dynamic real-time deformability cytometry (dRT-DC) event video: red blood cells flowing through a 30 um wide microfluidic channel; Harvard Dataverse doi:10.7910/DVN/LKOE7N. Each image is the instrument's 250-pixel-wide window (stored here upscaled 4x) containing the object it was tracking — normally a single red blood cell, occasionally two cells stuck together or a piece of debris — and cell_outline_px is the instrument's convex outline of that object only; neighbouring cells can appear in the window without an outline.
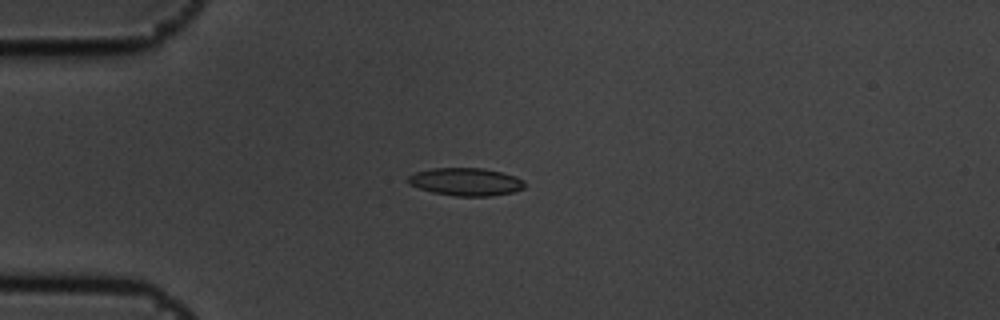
{"species": "common noctule bat (a hibernating species)", "species_latin": "Nyctalus noctula", "temperature_condition": "cold", "stored_images_in_passage": 15, "camera_frame_rate_fps": 3000, "um_per_image_px": 0.085, "animal": {"sex": "male", "body_mass_g": 19.5, "forearm_length_mm": 54.6}, "frame": {"image": 1, "passage_image": 4, "time_ms": 1.0, "image_size_px": [1000, 320], "cell_outline_px": [[524, 188], [512, 192], [492, 196], [456, 196], [432, 192], [408, 184], [408, 176], [416, 172], [432, 168], [484, 168], [516, 176], [524, 180]], "centroid_in_image_um": [39.6, 15.45], "position_along_channel_um": 45.4, "area_um2": 18.84}}
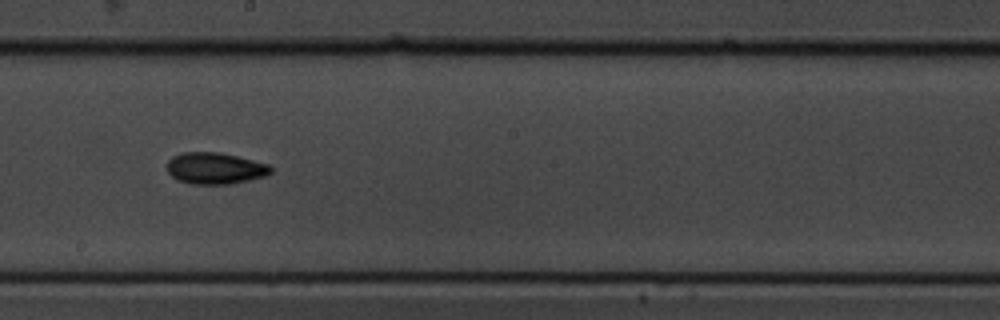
{"frame": {"image": 2, "passage_image": 9, "time_ms": 2.667, "image_size_px": [1000, 320], "cell_outline_px": [[272, 172], [264, 176], [232, 184], [192, 184], [176, 180], [168, 172], [168, 160], [172, 156], [180, 152], [220, 152], [268, 164], [272, 168]], "centroid_in_image_um": [18.25, 14.3], "position_along_channel_um": 229.9, "area_um2": 19.07}}
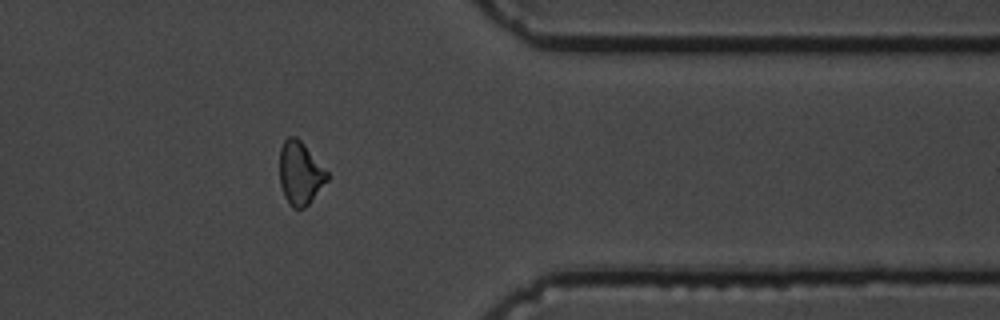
{"frame": {"image": 3, "passage_image": 13, "time_ms": 4.0, "image_size_px": [1000, 320], "cell_outline_px": [[328, 180], [308, 204], [304, 208], [292, 208], [288, 204], [284, 196], [280, 184], [280, 148], [284, 140], [288, 136], [296, 136], [304, 144], [328, 172]], "centroid_in_image_um": [25.5, 14.72], "position_along_channel_um": 385.9, "area_um2": 17.46}}